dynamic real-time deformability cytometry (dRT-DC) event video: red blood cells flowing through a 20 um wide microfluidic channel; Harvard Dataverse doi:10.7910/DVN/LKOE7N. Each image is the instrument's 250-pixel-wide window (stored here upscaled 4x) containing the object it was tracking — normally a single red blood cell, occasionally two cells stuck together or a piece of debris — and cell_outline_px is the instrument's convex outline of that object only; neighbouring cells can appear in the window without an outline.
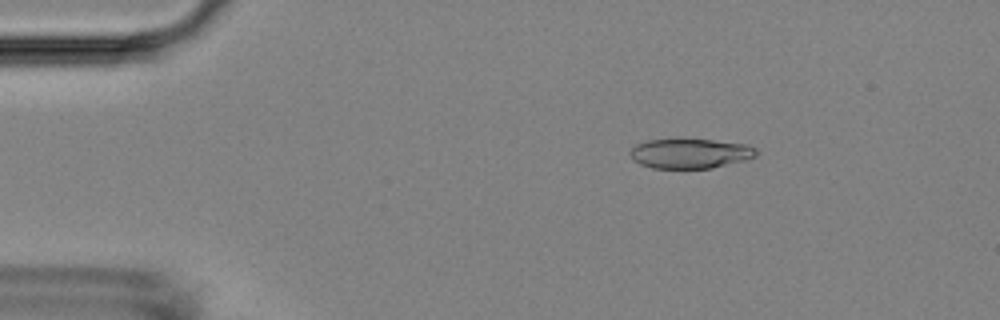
{"species": "Egyptian fruit bat (a non-hibernating species)", "species_latin": "Rousettus aegyptiacus", "temperature_condition": "room temperature", "stored_images_in_passage": 5, "camera_frame_rate_fps": 3000, "um_per_image_px": 0.085, "animal": {"sex": "female"}, "frame": {"image": 1, "passage_image": 3, "time_ms": 0.667, "image_size_px": [1000, 320], "cell_outline_px": [[756, 156], [748, 160], [712, 168], [652, 168], [640, 164], [632, 160], [628, 152], [636, 144], [648, 140], [676, 136], [748, 144], [756, 148]], "centroid_in_image_um": [58.63, 13.01], "position_along_channel_um": 26.4, "area_um2": 22.83}}
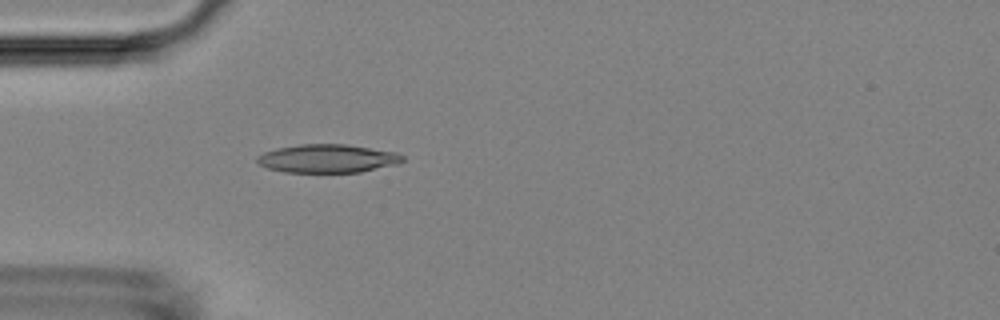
{"frame": {"image": 2, "passage_image": 5, "time_ms": 1.333, "image_size_px": [1000, 320], "cell_outline_px": [[404, 160], [400, 164], [360, 172], [284, 172], [268, 168], [260, 164], [256, 160], [256, 156], [264, 152], [276, 148], [300, 144], [344, 144], [396, 152], [404, 156]], "centroid_in_image_um": [27.86, 13.47], "position_along_channel_um": 57.1, "area_um2": 24.1}}